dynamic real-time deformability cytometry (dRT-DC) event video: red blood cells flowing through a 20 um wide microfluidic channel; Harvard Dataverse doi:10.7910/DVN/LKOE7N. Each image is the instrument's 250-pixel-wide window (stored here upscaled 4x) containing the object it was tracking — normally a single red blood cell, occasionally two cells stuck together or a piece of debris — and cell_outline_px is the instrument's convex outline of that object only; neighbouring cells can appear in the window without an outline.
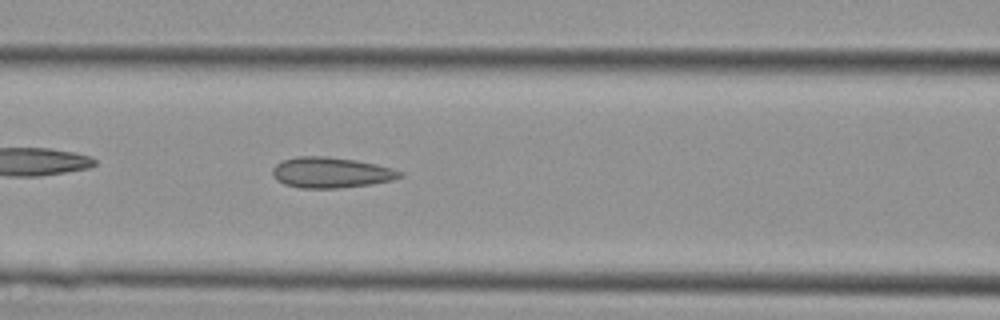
{"species": "Egyptian fruit bat (a non-hibernating species)", "species_latin": "Rousettus aegyptiacus", "temperature_condition": "cold", "stored_images_in_passage": 31, "camera_frame_rate_fps": 3000, "um_per_image_px": 0.085, "animal": {"sex": "female"}, "frame": {"image": 1, "passage_image": 13, "time_ms": 4.0, "image_size_px": [1000, 320], "cell_outline_px": [[404, 176], [392, 180], [372, 184], [340, 188], [300, 188], [284, 184], [276, 180], [272, 176], [272, 168], [276, 164], [284, 160], [296, 156], [328, 156], [356, 160], [376, 164], [392, 168], [404, 172]], "centroid_in_image_um": [28.14, 14.67], "position_along_channel_um": 138.5, "area_um2": 23.0}}
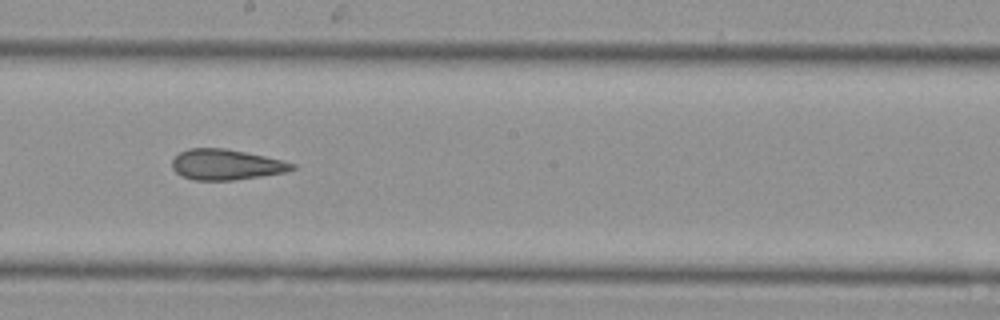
{"frame": {"image": 2, "passage_image": 19, "time_ms": 6.0, "image_size_px": [1000, 320], "cell_outline_px": [[296, 168], [284, 172], [260, 176], [232, 180], [196, 180], [180, 176], [172, 168], [172, 160], [180, 152], [188, 148], [224, 148], [284, 160], [296, 164]], "centroid_in_image_um": [19.2, 13.99], "position_along_channel_um": 229.0, "area_um2": 21.27}}
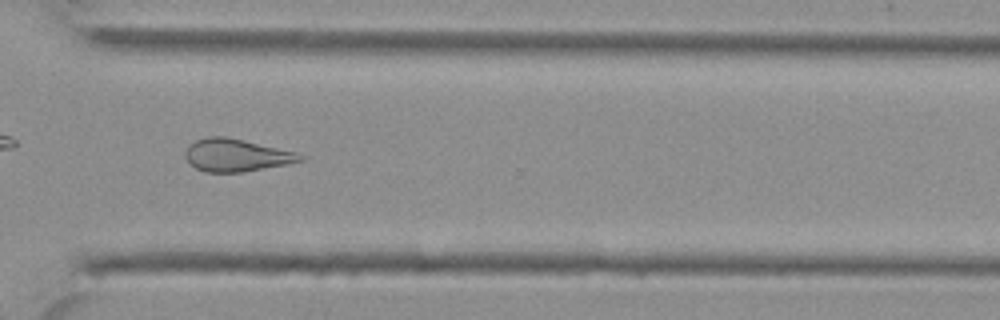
{"frame": {"image": 3, "passage_image": 27, "time_ms": 8.667, "image_size_px": [1000, 320], "cell_outline_px": [[304, 160], [288, 164], [244, 172], [204, 172], [196, 168], [184, 156], [184, 152], [188, 144], [196, 140], [208, 136], [228, 136], [296, 152], [304, 156]], "centroid_in_image_um": [20.07, 13.18], "position_along_channel_um": 350.5, "area_um2": 21.96}}